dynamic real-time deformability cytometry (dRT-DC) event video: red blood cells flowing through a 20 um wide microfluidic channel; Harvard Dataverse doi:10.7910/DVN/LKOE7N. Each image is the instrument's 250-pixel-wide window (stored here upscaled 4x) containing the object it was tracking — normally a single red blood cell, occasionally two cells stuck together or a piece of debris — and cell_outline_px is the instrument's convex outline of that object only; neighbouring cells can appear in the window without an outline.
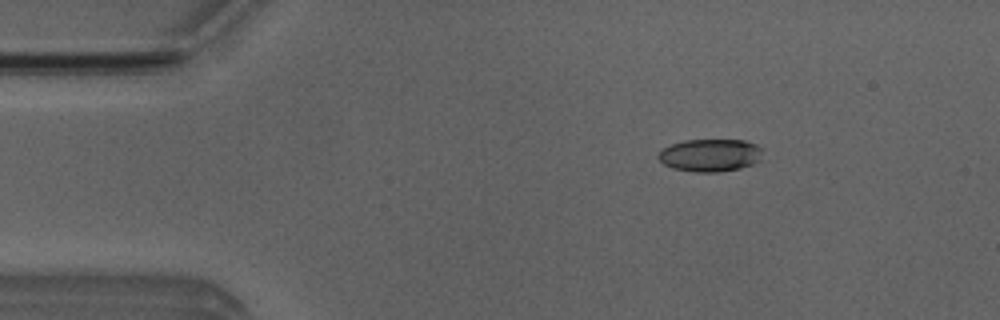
{"species": "Egyptian fruit bat (a non-hibernating species)", "species_latin": "Rousettus aegyptiacus", "temperature_condition": "room temperature", "stored_images_in_passage": 48, "camera_frame_rate_fps": 3000, "um_per_image_px": 0.085, "animal": {"sex": "male"}, "frame": {"image": 1, "passage_image": 5, "time_ms": 1.333, "image_size_px": [1000, 320], "cell_outline_px": [[760, 160], [752, 164], [740, 168], [716, 172], [696, 172], [672, 168], [664, 164], [656, 156], [664, 148], [672, 144], [684, 140], [744, 140], [756, 144], [760, 148]], "centroid_in_image_um": [60.34, 13.19], "position_along_channel_um": 24.7, "area_um2": 19.65}}
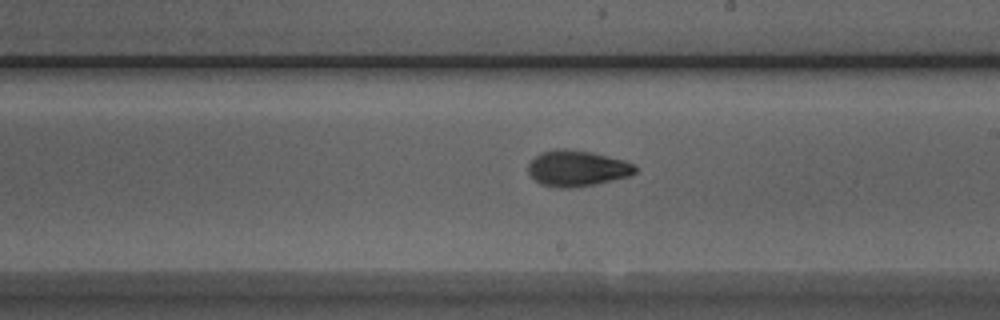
{"frame": {"image": 2, "passage_image": 26, "time_ms": 8.333, "image_size_px": [1000, 320], "cell_outline_px": [[636, 172], [632, 176], [596, 184], [572, 188], [556, 188], [540, 184], [528, 172], [528, 164], [540, 152], [560, 148], [564, 148], [592, 152], [624, 160], [632, 164], [636, 168]], "centroid_in_image_um": [49.06, 14.32], "position_along_channel_um": 239.9, "area_um2": 22.54}}
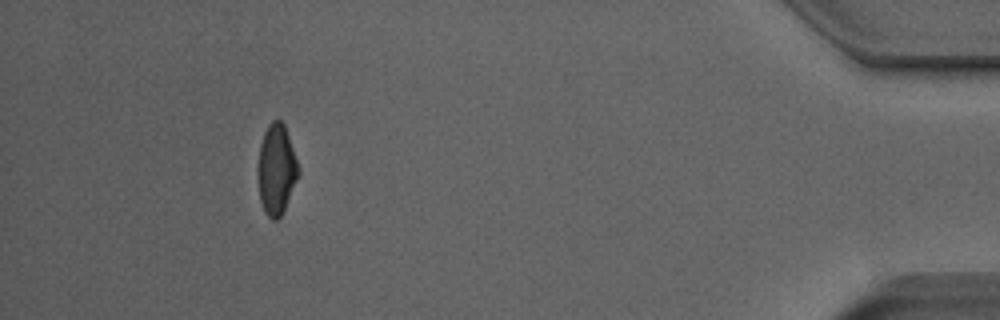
{"frame": {"image": 3, "passage_image": 44, "time_ms": 14.333, "image_size_px": [1000, 320], "cell_outline_px": [[300, 172], [284, 208], [280, 216], [276, 220], [272, 220], [264, 212], [260, 200], [256, 168], [260, 144], [264, 132], [268, 124], [272, 120], [280, 120], [284, 124], [300, 168]], "centroid_in_image_um": [23.47, 14.38], "position_along_channel_um": 411.7, "area_um2": 21.44}, "authors_computed_cell_mechanics": {"area_um2": 21.3282, "velocity_mm_per_s": 3.9842, "shape_relaxation_time_tau1_ms": 3.8256, "shape_relaxation_time_tau2_ms": 2.0636, "deformation_change_tau1": 0.1619, "deformation_change_tau2": 0.074}}